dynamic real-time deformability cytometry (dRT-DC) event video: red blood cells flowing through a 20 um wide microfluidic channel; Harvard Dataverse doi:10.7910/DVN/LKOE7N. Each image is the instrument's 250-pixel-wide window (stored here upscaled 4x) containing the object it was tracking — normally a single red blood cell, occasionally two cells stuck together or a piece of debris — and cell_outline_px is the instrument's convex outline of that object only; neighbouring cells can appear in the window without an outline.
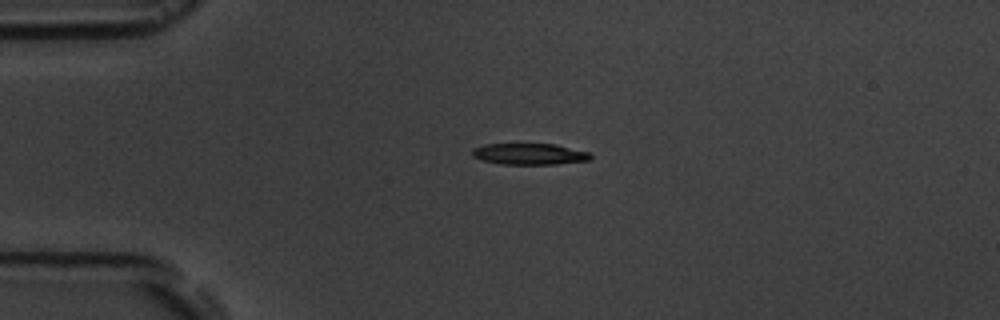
{"species": "common noctule bat (a hibernating species)", "species_latin": "Nyctalus noctula", "temperature_condition": "room temperature", "stored_images_in_passage": 6, "camera_frame_rate_fps": 3000, "um_per_image_px": 0.085, "animal": {"sex": "male", "body_mass_g": 19.5, "forearm_length_mm": 54.6}, "frame": {"image": 1, "passage_image": 4, "time_ms": 3.333, "image_size_px": [1000, 320], "cell_outline_px": [[592, 160], [556, 164], [500, 164], [480, 160], [472, 156], [472, 148], [484, 144], [556, 144], [588, 152], [592, 156]], "centroid_in_image_um": [44.98, 13.09], "position_along_channel_um": 40.0, "area_um2": 14.8}}
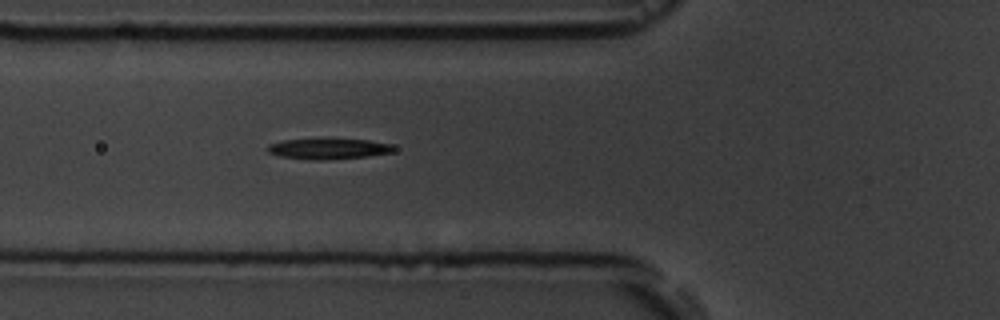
{"frame": {"image": 2, "passage_image": 6, "time_ms": 5.667, "image_size_px": [1000, 320], "cell_outline_px": [[396, 152], [368, 156], [324, 160], [312, 160], [280, 156], [268, 152], [264, 148], [268, 144], [284, 140], [368, 140], [392, 144], [396, 148]], "centroid_in_image_um": [27.94, 12.66], "position_along_channel_um": 97.9, "area_um2": 15.03}}